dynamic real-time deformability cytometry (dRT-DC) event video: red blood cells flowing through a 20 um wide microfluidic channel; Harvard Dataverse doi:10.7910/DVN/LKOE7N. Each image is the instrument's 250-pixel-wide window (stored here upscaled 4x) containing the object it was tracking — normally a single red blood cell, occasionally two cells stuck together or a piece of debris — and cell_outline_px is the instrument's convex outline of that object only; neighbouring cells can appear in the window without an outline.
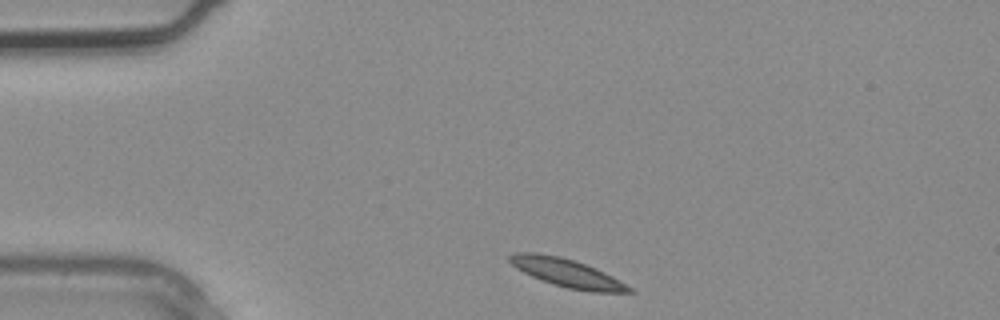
{"species": "common noctule bat (a hibernating species)", "species_latin": "Nyctalus noctula", "temperature_condition": "warm", "stored_images_in_passage": 2, "camera_frame_rate_fps": 3000, "um_per_image_px": 0.085, "animal": {"sex": "male", "body_mass_g": 20.4}, "frame": {"image": 1, "passage_image": 1, "time_ms": 0.0, "image_size_px": [1000, 320], "cell_outline_px": [[636, 292], [592, 292], [568, 288], [532, 276], [516, 268], [508, 260], [508, 256], [516, 252], [536, 252], [560, 256], [596, 268], [612, 276], [632, 288]], "centroid_in_image_um": [48.18, 23.18], "position_along_channel_um": 36.8, "area_um2": 19.31}}